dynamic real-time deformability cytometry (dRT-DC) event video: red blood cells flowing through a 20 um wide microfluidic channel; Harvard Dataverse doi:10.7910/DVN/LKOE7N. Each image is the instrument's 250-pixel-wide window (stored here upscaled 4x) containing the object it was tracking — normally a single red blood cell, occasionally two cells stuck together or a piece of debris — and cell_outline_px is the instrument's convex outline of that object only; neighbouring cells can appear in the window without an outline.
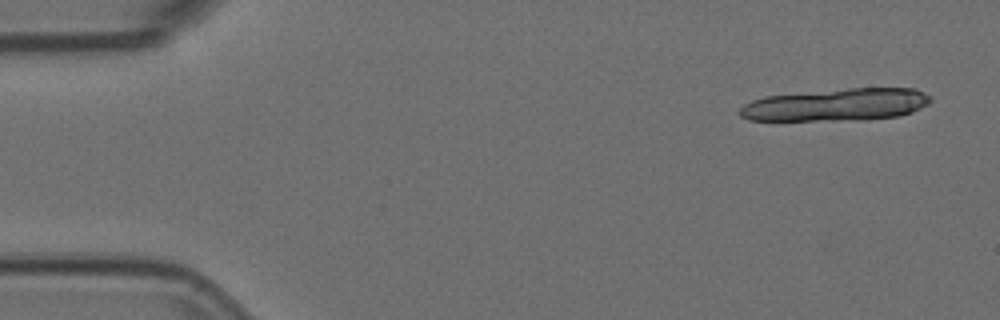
{"species": "Egyptian fruit bat (a non-hibernating species)", "species_latin": "Rousettus aegyptiacus", "temperature_condition": "room temperature", "stored_images_in_passage": 5, "camera_frame_rate_fps": 3000, "um_per_image_px": 0.085, "animal": {"sex": "female"}, "frame": {"image": 1, "passage_image": 1, "time_ms": 0.0, "image_size_px": [1000, 320], "cell_outline_px": [[932, 100], [928, 104], [912, 112], [900, 116], [864, 120], [748, 120], [740, 116], [736, 112], [744, 104], [752, 100], [764, 96], [848, 88], [916, 88], [924, 92]], "centroid_in_image_um": [71.09, 8.9], "position_along_channel_um": 13.9, "area_um2": 36.24}}
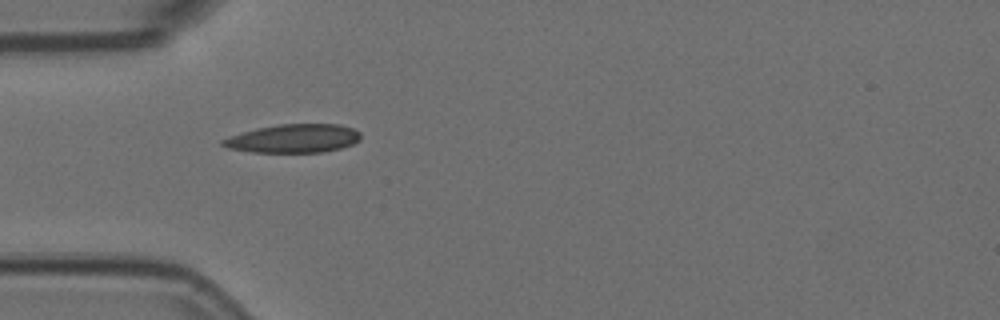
{"frame": {"image": 2, "passage_image": 5, "time_ms": 1.333, "image_size_px": [1000, 320], "cell_outline_px": [[360, 140], [352, 144], [340, 148], [324, 152], [252, 152], [228, 148], [220, 144], [220, 140], [228, 136], [256, 128], [280, 124], [340, 124], [352, 128], [360, 132]], "centroid_in_image_um": [24.93, 11.77], "position_along_channel_um": 60.1, "area_um2": 23.0}}